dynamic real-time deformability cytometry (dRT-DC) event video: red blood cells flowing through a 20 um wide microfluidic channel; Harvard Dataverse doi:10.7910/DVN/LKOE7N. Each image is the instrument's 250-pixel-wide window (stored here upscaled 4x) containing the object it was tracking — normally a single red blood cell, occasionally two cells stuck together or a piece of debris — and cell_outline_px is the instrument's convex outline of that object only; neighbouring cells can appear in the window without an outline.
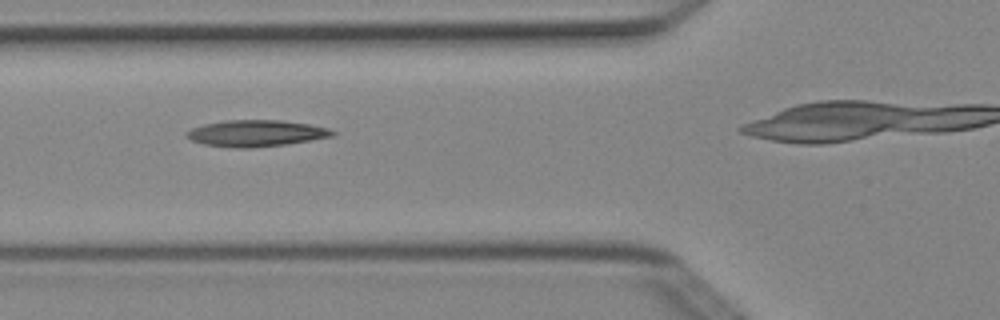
{"species": "Egyptian fruit bat (a non-hibernating species)", "species_latin": "Rousettus aegyptiacus", "temperature_condition": "cold", "stored_images_in_passage": 6, "camera_frame_rate_fps": 3000, "um_per_image_px": 0.085, "animal": {"sex": "female"}, "frame": {"image": 1, "passage_image": 4, "time_ms": 1.0, "image_size_px": [1000, 320], "cell_outline_px": [[336, 132], [332, 136], [284, 144], [248, 148], [232, 148], [204, 144], [192, 140], [184, 136], [184, 132], [192, 128], [204, 124], [224, 120], [280, 120], [308, 124], [328, 128]], "centroid_in_image_um": [21.69, 11.32], "position_along_channel_um": 104.1, "area_um2": 22.31}}